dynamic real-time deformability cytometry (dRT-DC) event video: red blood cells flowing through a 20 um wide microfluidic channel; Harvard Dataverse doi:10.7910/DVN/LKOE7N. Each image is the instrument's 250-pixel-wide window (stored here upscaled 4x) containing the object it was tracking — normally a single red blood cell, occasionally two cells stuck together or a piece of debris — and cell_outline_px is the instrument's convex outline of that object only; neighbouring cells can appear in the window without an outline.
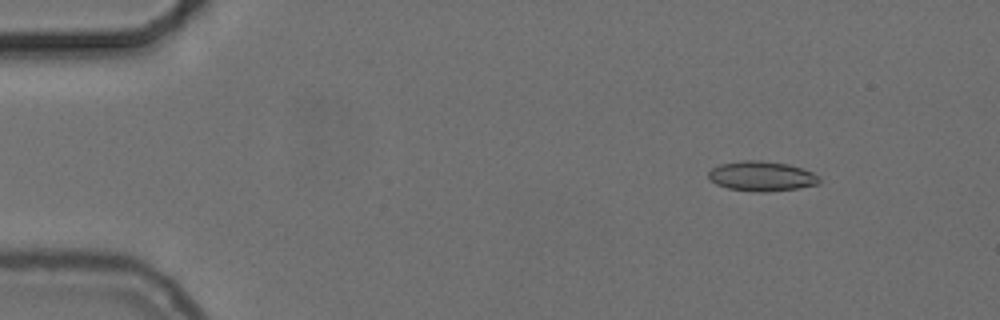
{"species": "common noctule bat (a hibernating species)", "species_latin": "Nyctalus noctula", "temperature_condition": "cold", "stored_images_in_passage": 55, "camera_frame_rate_fps": 3000, "um_per_image_px": 0.085, "animal": {"sex": "female", "body_mass_g": 24.6, "forearm_length_mm": 56.2}, "frame": {"image": 1, "passage_image": 7, "time_ms": 2.0, "image_size_px": [1000, 320], "cell_outline_px": [[820, 184], [796, 188], [764, 192], [756, 192], [728, 188], [716, 184], [708, 176], [708, 172], [712, 168], [720, 164], [744, 160], [760, 160], [788, 164], [812, 172], [820, 176]], "centroid_in_image_um": [64.75, 14.97], "position_along_channel_um": 20.3, "area_um2": 19.19}}
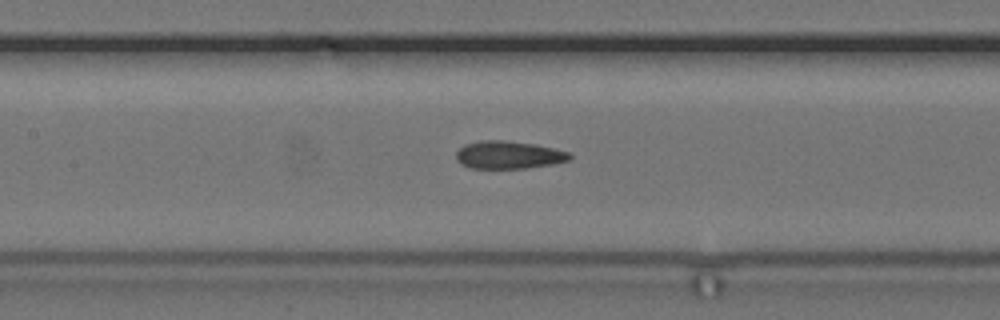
{"frame": {"image": 2, "passage_image": 26, "time_ms": 8.333, "image_size_px": [1000, 320], "cell_outline_px": [[572, 160], [552, 164], [528, 168], [468, 168], [460, 164], [456, 160], [456, 152], [464, 144], [480, 140], [504, 140], [536, 144], [572, 152]], "centroid_in_image_um": [43.25, 13.16], "position_along_channel_um": 164.1, "area_um2": 18.73}}
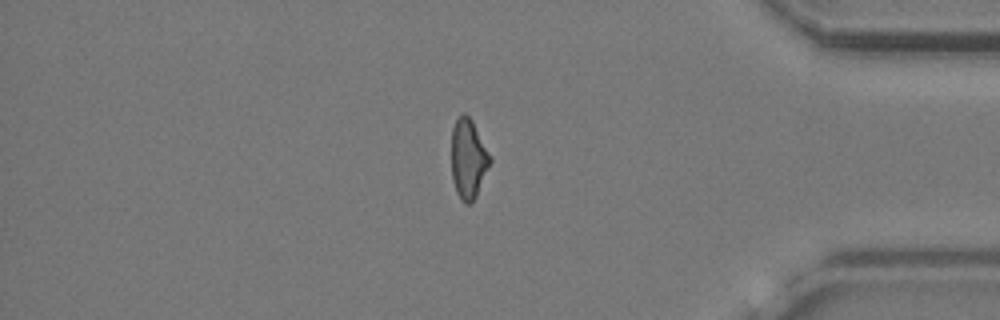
{"frame": {"image": 3, "passage_image": 47, "time_ms": 15.333, "image_size_px": [1000, 320], "cell_outline_px": [[492, 160], [476, 196], [468, 204], [464, 204], [460, 200], [456, 192], [452, 180], [452, 128], [456, 120], [464, 112], [472, 120], [492, 156]], "centroid_in_image_um": [39.81, 13.5], "position_along_channel_um": 395.4, "area_um2": 17.98}, "authors_computed_cell_mechanics": {"area_um2": 18.5538, "velocity_mm_per_s": 3.7239, "shape_relaxation_time_tau1_ms": null, "shape_relaxation_time_tau2_ms": 1.7502, "deformation_change_tau1": null, "deformation_change_tau2": 0.0999}}